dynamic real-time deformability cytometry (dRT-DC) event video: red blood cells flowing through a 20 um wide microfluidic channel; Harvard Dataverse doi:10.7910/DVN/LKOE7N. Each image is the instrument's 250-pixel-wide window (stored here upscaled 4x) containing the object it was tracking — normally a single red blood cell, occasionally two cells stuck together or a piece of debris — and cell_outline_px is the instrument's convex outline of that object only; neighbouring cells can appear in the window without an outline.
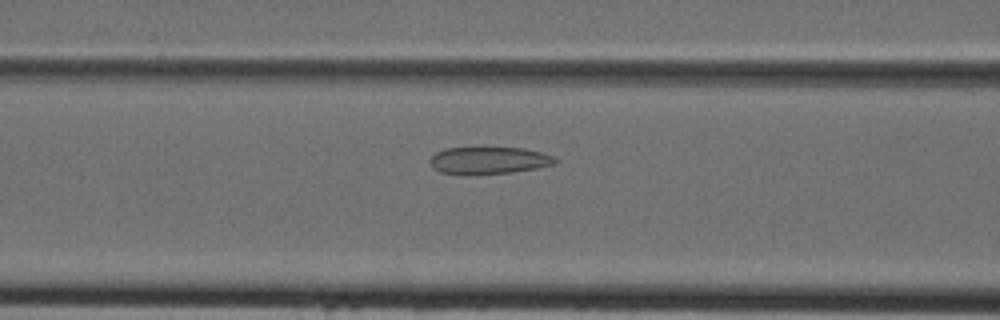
{"species": "Egyptian fruit bat (a non-hibernating species)", "species_latin": "Rousettus aegyptiacus", "temperature_condition": "cold", "stored_images_in_passage": 16, "camera_frame_rate_fps": 3000, "um_per_image_px": 0.085, "animal": {"sex": "female"}, "frame": {"image": 1, "passage_image": 14, "time_ms": 4.333, "image_size_px": [1000, 320], "cell_outline_px": [[556, 164], [536, 168], [512, 172], [468, 176], [464, 176], [440, 172], [432, 168], [428, 160], [436, 152], [444, 148], [476, 144], [524, 148], [556, 156]], "centroid_in_image_um": [41.47, 13.59], "position_along_channel_um": 125.1, "area_um2": 21.39}}